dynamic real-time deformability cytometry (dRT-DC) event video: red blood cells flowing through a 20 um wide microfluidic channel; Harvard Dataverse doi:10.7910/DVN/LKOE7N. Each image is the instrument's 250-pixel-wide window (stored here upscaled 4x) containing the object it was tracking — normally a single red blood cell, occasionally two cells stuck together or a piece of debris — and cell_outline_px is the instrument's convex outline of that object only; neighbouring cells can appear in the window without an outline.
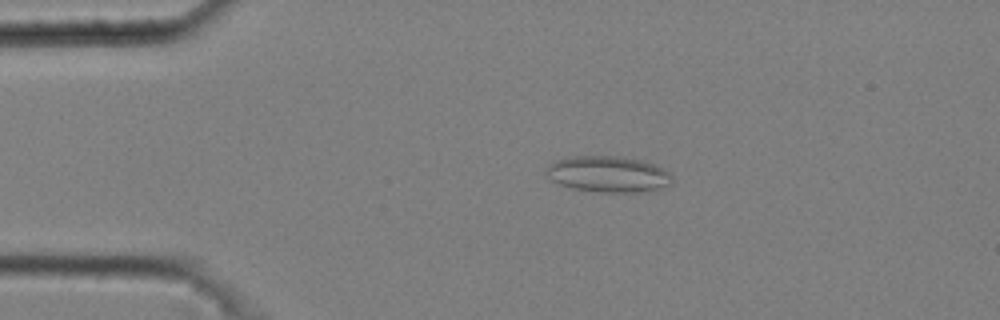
{"species": "common noctule bat (a hibernating species)", "species_latin": "Nyctalus noctula", "temperature_condition": "cold", "stored_images_in_passage": 48, "camera_frame_rate_fps": 3000, "um_per_image_px": 0.085, "animal": {"sex": "male", "body_mass_g": 20.4}, "frame": {"image": 1, "passage_image": 7, "time_ms": 2.0, "image_size_px": [1000, 320], "cell_outline_px": [[672, 184], [656, 188], [636, 192], [600, 192], [572, 188], [560, 184], [552, 180], [544, 172], [548, 164], [556, 160], [572, 156], [616, 156], [640, 160], [656, 164], [664, 168], [672, 176]], "centroid_in_image_um": [51.67, 14.79], "position_along_channel_um": 33.3, "area_um2": 26.41}}
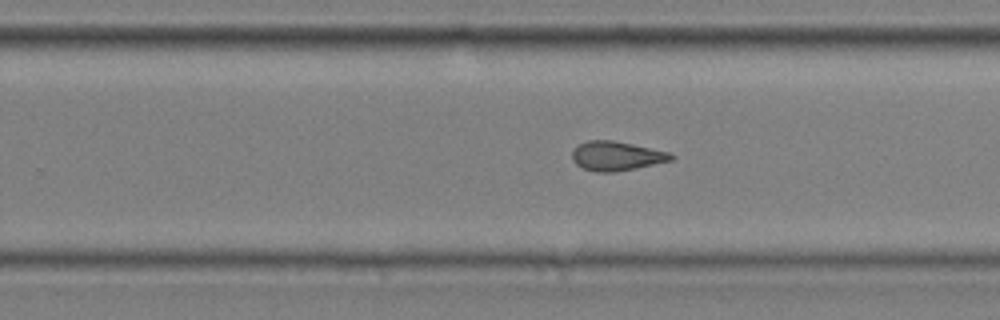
{"frame": {"image": 2, "passage_image": 30, "time_ms": 9.667, "image_size_px": [1000, 320], "cell_outline_px": [[676, 156], [672, 160], [636, 168], [616, 172], [596, 172], [584, 168], [576, 164], [572, 160], [572, 152], [580, 144], [588, 140], [612, 140], [632, 144], [668, 152]], "centroid_in_image_um": [52.39, 13.26], "position_along_channel_um": 277.4, "area_um2": 16.7}}
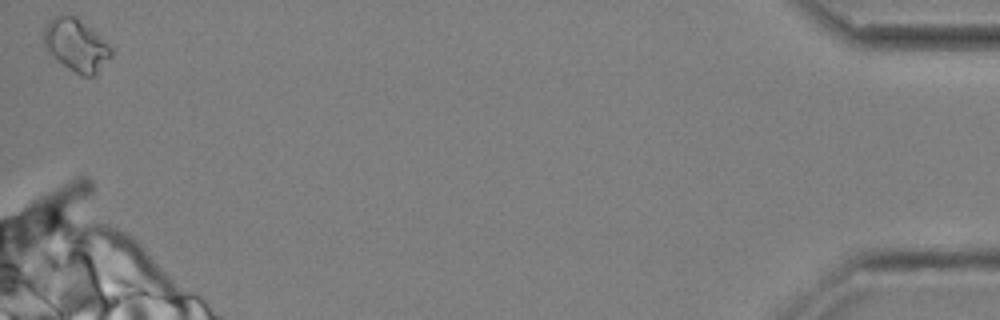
{"frame": {"image": 3, "passage_image": 48, "time_ms": 15.667, "image_size_px": [1000, 320], "cell_outline_px": [[112, 56], [92, 76], [84, 76], [76, 72], [52, 56], [44, 48], [44, 28], [48, 20], [56, 16], [72, 16], [100, 36], [112, 48]], "centroid_in_image_um": [6.45, 3.84], "position_along_channel_um": 428.8, "area_um2": 19.83}, "authors_computed_cell_mechanics": {"area_um2": 17.34, "velocity_mm_per_s": 3.6845, "shape_relaxation_time_tau1_ms": null, "shape_relaxation_time_tau2_ms": 3.9245, "deformation_change_tau1": null, "deformation_change_tau2": 0.1114}}